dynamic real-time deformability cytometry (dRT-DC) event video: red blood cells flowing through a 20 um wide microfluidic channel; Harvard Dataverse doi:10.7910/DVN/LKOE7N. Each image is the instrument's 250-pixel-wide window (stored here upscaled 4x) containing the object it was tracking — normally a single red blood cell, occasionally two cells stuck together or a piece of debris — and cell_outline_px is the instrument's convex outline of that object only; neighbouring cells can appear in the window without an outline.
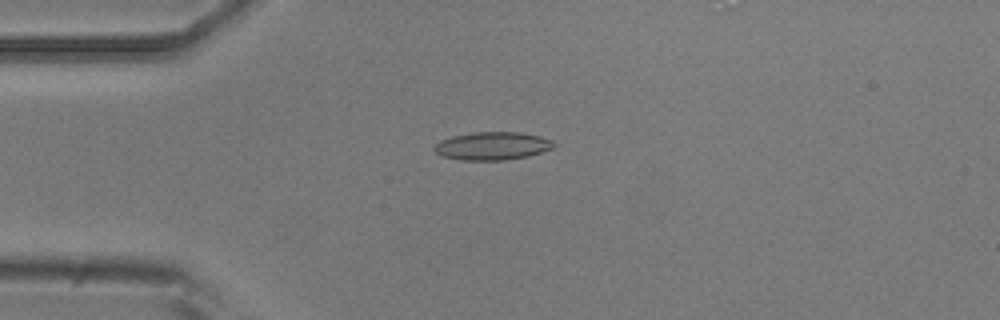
{"species": "common noctule bat (a hibernating species)", "species_latin": "Nyctalus noctula", "temperature_condition": "room temperature", "stored_images_in_passage": 8, "camera_frame_rate_fps": 3000, "um_per_image_px": 0.085, "animal": {"sex": "male", "body_mass_g": 20.5, "forearm_length_mm": 52.5}, "frame": {"image": 1, "passage_image": 4, "time_ms": 3.333, "image_size_px": [1000, 320], "cell_outline_px": [[556, 144], [552, 148], [528, 156], [504, 160], [464, 160], [444, 156], [436, 152], [432, 148], [440, 140], [452, 136], [476, 132], [520, 132], [540, 136], [552, 140]], "centroid_in_image_um": [41.86, 12.4], "position_along_channel_um": 43.1, "area_um2": 19.36}}
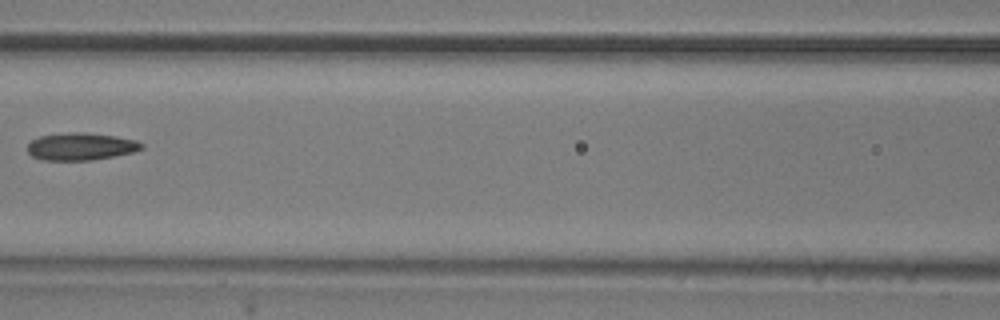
{"frame": {"image": 2, "passage_image": 7, "time_ms": 7.0, "image_size_px": [1000, 320], "cell_outline_px": [[144, 148], [132, 152], [92, 160], [40, 160], [32, 156], [28, 152], [28, 144], [32, 140], [40, 136], [72, 132], [84, 132], [116, 136], [136, 140], [144, 144]], "centroid_in_image_um": [6.87, 12.45], "position_along_channel_um": 159.7, "area_um2": 18.15}}
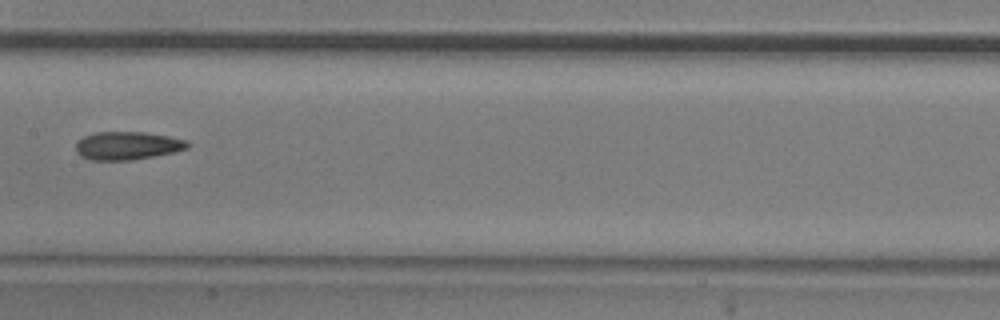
{"frame": {"image": 3, "passage_image": 8, "time_ms": 8.0, "image_size_px": [1000, 320], "cell_outline_px": [[188, 148], [172, 152], [132, 160], [92, 160], [80, 156], [76, 152], [76, 144], [84, 136], [96, 132], [144, 132], [168, 136], [188, 140]], "centroid_in_image_um": [10.81, 12.38], "position_along_channel_um": 196.6, "area_um2": 18.15}}